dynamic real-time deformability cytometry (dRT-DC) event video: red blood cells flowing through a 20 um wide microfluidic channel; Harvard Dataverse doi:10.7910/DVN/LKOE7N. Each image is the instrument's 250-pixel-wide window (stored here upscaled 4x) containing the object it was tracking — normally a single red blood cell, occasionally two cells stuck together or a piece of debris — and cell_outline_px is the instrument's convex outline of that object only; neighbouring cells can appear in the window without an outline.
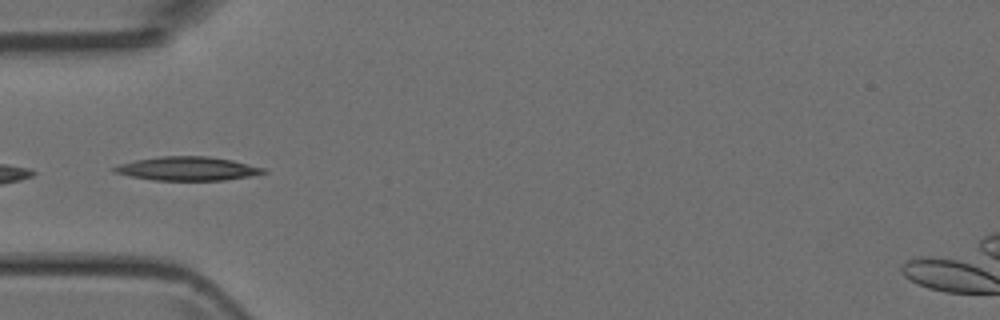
{"species": "Egyptian fruit bat (a non-hibernating species)", "species_latin": "Rousettus aegyptiacus", "temperature_condition": "room temperature", "stored_images_in_passage": 16, "camera_frame_rate_fps": 3000, "um_per_image_px": 0.085, "animal": {"sex": "female"}, "frame": {"image": 1, "passage_image": 1, "time_ms": 0.0, "image_size_px": [1000, 320], "cell_outline_px": [[268, 172], [252, 176], [224, 180], [152, 180], [112, 172], [112, 168], [120, 164], [136, 160], [160, 156], [208, 156], [232, 160], [268, 168]], "centroid_in_image_um": [16.0, 14.33], "position_along_channel_um": 69.0, "area_um2": 20.75}}